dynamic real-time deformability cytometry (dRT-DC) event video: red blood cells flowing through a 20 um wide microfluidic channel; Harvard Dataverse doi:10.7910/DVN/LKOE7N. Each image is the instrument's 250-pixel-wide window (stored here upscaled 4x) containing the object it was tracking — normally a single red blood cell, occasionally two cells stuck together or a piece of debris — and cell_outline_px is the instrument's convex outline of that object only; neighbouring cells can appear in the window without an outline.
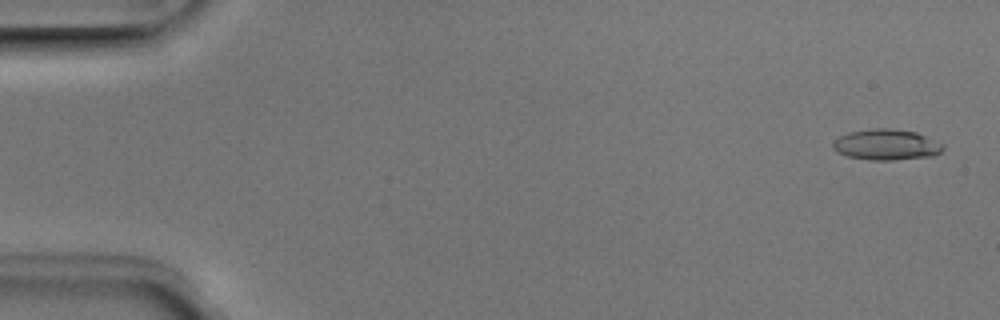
{"species": "Egyptian fruit bat (a non-hibernating species)", "species_latin": "Rousettus aegyptiacus", "temperature_condition": "room temperature", "stored_images_in_passage": 51, "camera_frame_rate_fps": 3000, "um_per_image_px": 0.085, "animal": {"sex": "male"}, "frame": {"image": 1, "passage_image": 2, "time_ms": 0.333, "image_size_px": [1000, 320], "cell_outline_px": [[944, 148], [940, 152], [932, 156], [892, 160], [872, 160], [848, 156], [836, 152], [832, 148], [832, 144], [840, 136], [848, 132], [872, 128], [888, 128], [916, 132], [944, 144]], "centroid_in_image_um": [75.33, 12.29], "position_along_channel_um": 9.7, "area_um2": 19.71}}
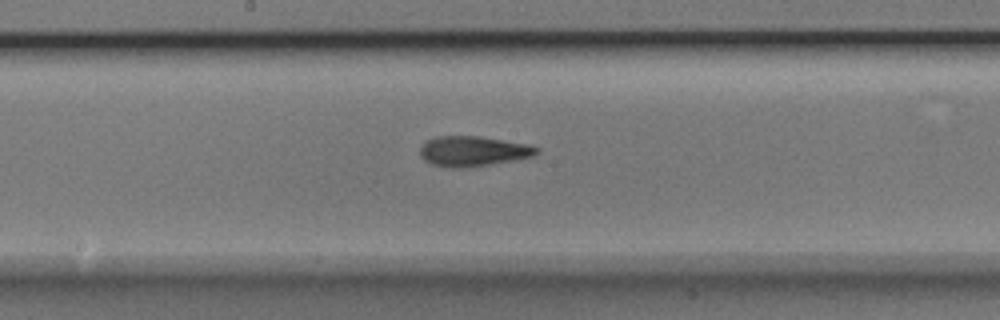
{"frame": {"image": 2, "passage_image": 27, "time_ms": 8.667, "image_size_px": [1000, 320], "cell_outline_px": [[540, 152], [532, 156], [512, 160], [488, 164], [452, 168], [432, 164], [424, 160], [420, 156], [420, 148], [428, 140], [436, 136], [480, 136], [528, 144], [540, 148]], "centroid_in_image_um": [40.21, 12.83], "position_along_channel_um": 208.0, "area_um2": 20.17}}
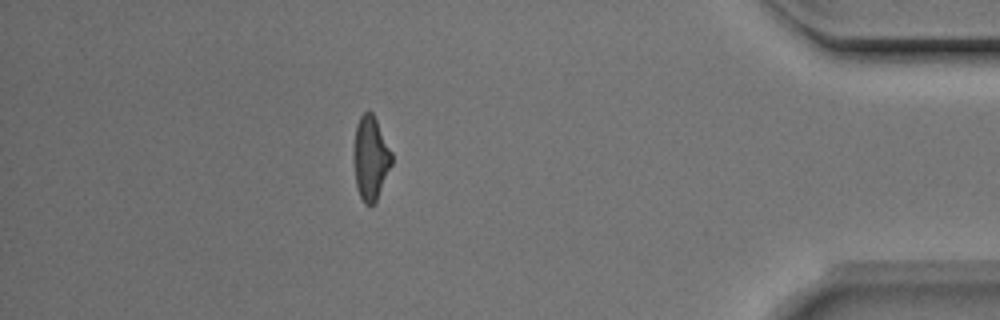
{"frame": {"image": 3, "passage_image": 45, "time_ms": 14.667, "image_size_px": [1000, 320], "cell_outline_px": [[392, 164], [376, 200], [372, 204], [364, 204], [360, 196], [356, 184], [352, 156], [356, 124], [360, 116], [364, 112], [372, 112], [392, 152]], "centroid_in_image_um": [31.48, 13.42], "position_along_channel_um": 403.7, "area_um2": 18.5}, "authors_computed_cell_mechanics": {"area_um2": 19.5364, "velocity_mm_per_s": 3.9826, "shape_relaxation_time_tau1_ms": 4.3468, "shape_relaxation_time_tau2_ms": 2.0472, "deformation_change_tau1": 0.1739, "deformation_change_tau2": 0.12}}